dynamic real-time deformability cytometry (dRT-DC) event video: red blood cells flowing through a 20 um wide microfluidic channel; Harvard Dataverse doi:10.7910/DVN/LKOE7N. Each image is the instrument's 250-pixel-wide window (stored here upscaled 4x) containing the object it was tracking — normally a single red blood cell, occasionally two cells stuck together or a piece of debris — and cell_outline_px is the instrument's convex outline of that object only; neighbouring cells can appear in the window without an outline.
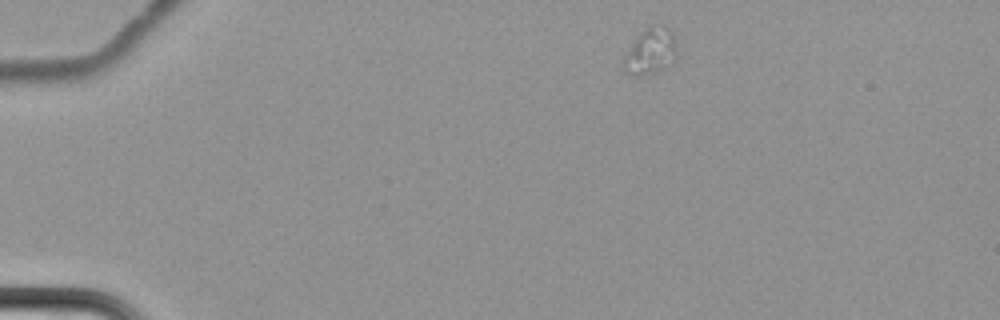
{"species": "common noctule bat (a hibernating species)", "species_latin": "Nyctalus noctula", "temperature_condition": "cold", "stored_images_in_passage": 7, "camera_frame_rate_fps": 3000, "um_per_image_px": 0.085, "animal": {"sex": "female", "body_mass_g": 22.7, "forearm_length_mm": 54.2}, "frame": {"image": 1, "passage_image": 1, "time_ms": 0.0, "image_size_px": [1000, 320], "cell_outline_px": [[676, 52], [672, 60], [664, 68], [640, 76], [632, 76], [624, 68], [624, 56], [640, 32], [652, 24], [664, 24], [672, 32], [676, 40]], "centroid_in_image_um": [55.3, 4.31], "position_along_channel_um": 29.7, "area_um2": 14.1}}